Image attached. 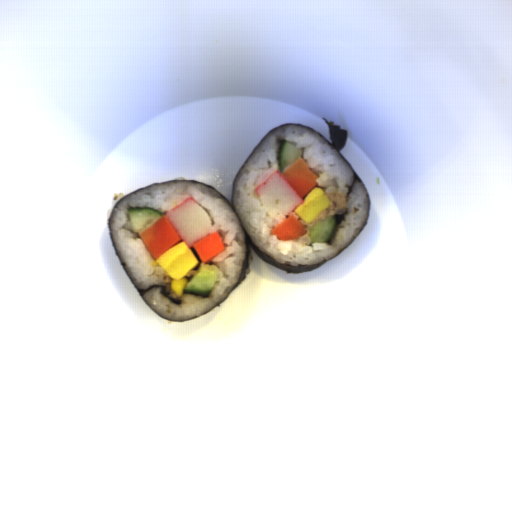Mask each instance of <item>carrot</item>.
Segmentation results:
<instances>
[{
	"mask_svg": "<svg viewBox=\"0 0 512 512\" xmlns=\"http://www.w3.org/2000/svg\"><path fill=\"white\" fill-rule=\"evenodd\" d=\"M138 235L156 260L177 243L184 242L168 215H163Z\"/></svg>",
	"mask_w": 512,
	"mask_h": 512,
	"instance_id": "obj_1",
	"label": "carrot"
},
{
	"mask_svg": "<svg viewBox=\"0 0 512 512\" xmlns=\"http://www.w3.org/2000/svg\"><path fill=\"white\" fill-rule=\"evenodd\" d=\"M284 177L289 184L297 191V193L304 199L308 194L319 186L317 176L304 161L299 157L294 162L288 164L286 169L282 171Z\"/></svg>",
	"mask_w": 512,
	"mask_h": 512,
	"instance_id": "obj_2",
	"label": "carrot"
},
{
	"mask_svg": "<svg viewBox=\"0 0 512 512\" xmlns=\"http://www.w3.org/2000/svg\"><path fill=\"white\" fill-rule=\"evenodd\" d=\"M192 246L202 263H208L226 249L218 230L212 234L205 235L193 243Z\"/></svg>",
	"mask_w": 512,
	"mask_h": 512,
	"instance_id": "obj_3",
	"label": "carrot"
},
{
	"mask_svg": "<svg viewBox=\"0 0 512 512\" xmlns=\"http://www.w3.org/2000/svg\"><path fill=\"white\" fill-rule=\"evenodd\" d=\"M278 240H296L306 234V227L299 221L293 213L286 216L282 223H276V227L271 230Z\"/></svg>",
	"mask_w": 512,
	"mask_h": 512,
	"instance_id": "obj_4",
	"label": "carrot"
}]
</instances>
